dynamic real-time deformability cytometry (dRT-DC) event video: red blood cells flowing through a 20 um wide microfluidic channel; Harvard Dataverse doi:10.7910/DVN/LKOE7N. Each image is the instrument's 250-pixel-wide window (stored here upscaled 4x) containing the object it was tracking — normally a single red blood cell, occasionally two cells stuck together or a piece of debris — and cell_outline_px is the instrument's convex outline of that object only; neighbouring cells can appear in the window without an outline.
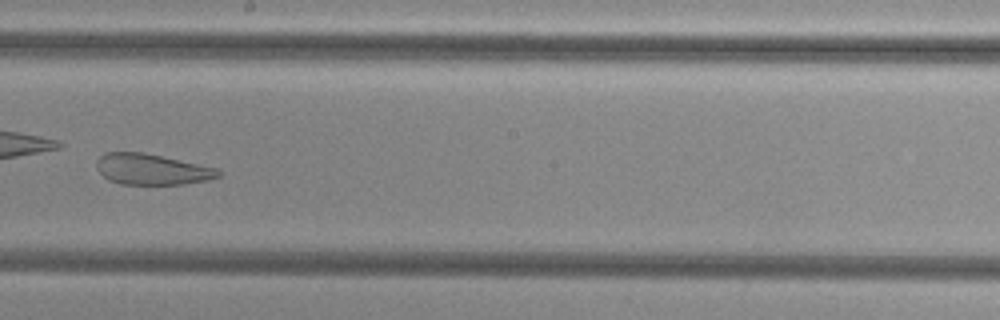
{"species": "common noctule bat (a hibernating species)", "species_latin": "Nyctalus noctula", "temperature_condition": "cold", "stored_images_in_passage": 52, "camera_frame_rate_fps": 3000, "um_per_image_px": 0.085, "animal": {"sex": "female", "body_mass_g": 29.2, "forearm_length_mm": 56.3}, "frame": {"image": 1, "passage_image": 30, "time_ms": 9.667, "image_size_px": [1000, 320], "cell_outline_px": [[224, 172], [220, 176], [208, 180], [184, 184], [120, 184], [108, 180], [96, 168], [96, 160], [104, 152], [144, 152], [220, 168]], "centroid_in_image_um": [12.95, 14.38], "position_along_channel_um": 235.3, "area_um2": 22.25}}